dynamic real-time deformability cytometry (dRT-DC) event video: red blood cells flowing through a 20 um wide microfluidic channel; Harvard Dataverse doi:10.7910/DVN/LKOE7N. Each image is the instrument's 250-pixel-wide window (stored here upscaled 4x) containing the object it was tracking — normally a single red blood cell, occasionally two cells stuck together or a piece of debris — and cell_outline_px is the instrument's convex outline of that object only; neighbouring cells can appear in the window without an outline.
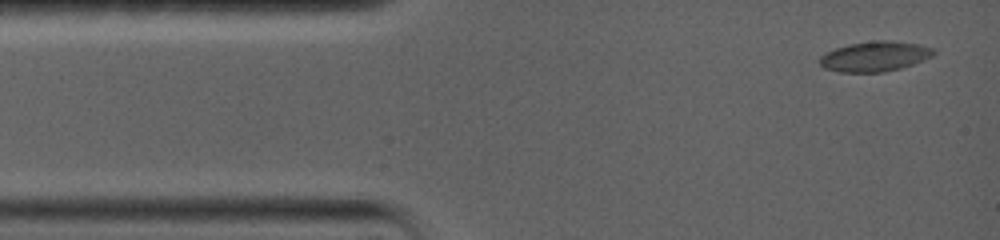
{"species": "common noctule bat (a hibernating species)", "species_latin": "Nyctalus noctula", "temperature_condition": "warm", "stored_images_in_passage": 5, "camera_frame_rate_fps": 5000, "um_per_image_px": 0.085, "animal": {"sex": "female", "body_mass_g": 19.0, "forearm_length_mm": 56.7}, "frame": {"image": 1, "passage_image": 1, "time_ms": 0.0, "image_size_px": [1000, 240], "cell_outline_px": [[936, 52], [932, 56], [924, 60], [900, 68], [884, 72], [840, 72], [824, 68], [820, 64], [820, 56], [824, 52], [848, 44], [876, 40], [888, 40], [920, 44], [936, 48]], "centroid_in_image_um": [74.38, 4.78], "position_along_channel_um": 10.6, "area_um2": 20.11}}
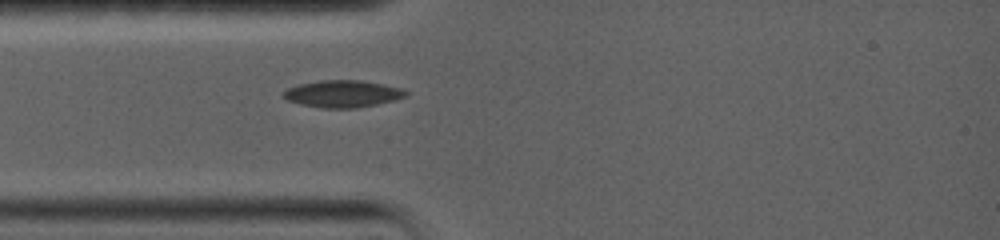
{"frame": {"image": 2, "passage_image": 4, "time_ms": 3.0, "image_size_px": [1000, 240], "cell_outline_px": [[408, 96], [396, 100], [356, 108], [320, 108], [300, 104], [288, 100], [280, 96], [288, 88], [300, 84], [320, 80], [364, 80], [384, 84], [400, 88], [408, 92]], "centroid_in_image_um": [29.14, 7.97], "position_along_channel_um": 55.9, "area_um2": 19.42}}
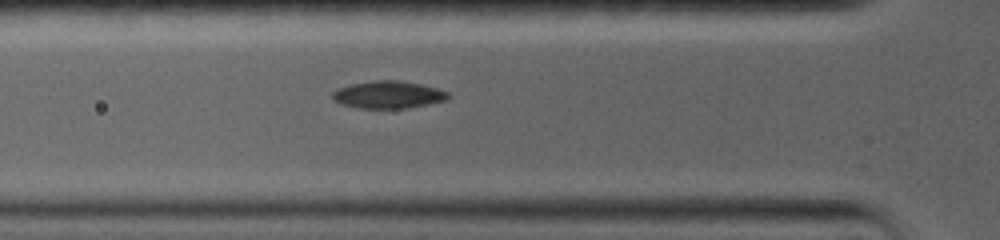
{"frame": {"image": 3, "passage_image": 5, "time_ms": 4.0, "image_size_px": [1000, 240], "cell_outline_px": [[452, 96], [448, 100], [408, 108], [356, 108], [340, 104], [332, 100], [332, 92], [336, 88], [352, 84], [376, 80], [396, 80], [420, 84], [436, 88], [448, 92]], "centroid_in_image_um": [32.98, 8.06], "position_along_channel_um": 92.8, "area_um2": 18.61}}